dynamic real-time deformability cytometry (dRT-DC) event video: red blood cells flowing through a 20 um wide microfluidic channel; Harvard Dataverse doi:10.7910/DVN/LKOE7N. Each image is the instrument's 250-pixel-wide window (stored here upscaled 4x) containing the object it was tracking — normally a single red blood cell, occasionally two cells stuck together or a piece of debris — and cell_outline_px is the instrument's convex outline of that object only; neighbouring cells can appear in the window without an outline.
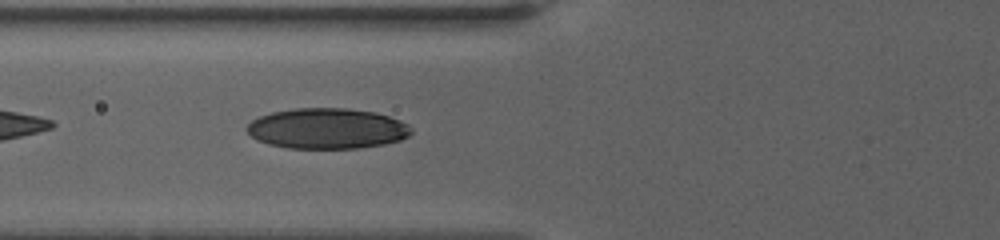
{"species": "human", "species_latin": "Homo sapiens", "temperature_condition": "warm", "stored_images_in_passage": 4, "camera_frame_rate_fps": 3000, "um_per_image_px": 0.085, "donor": {"sex": "female"}, "frame": {"image": 1, "passage_image": 4, "time_ms": 2.333, "image_size_px": [1000, 240], "cell_outline_px": [[412, 132], [408, 136], [400, 140], [384, 144], [360, 148], [288, 148], [268, 144], [256, 140], [244, 128], [252, 120], [260, 116], [272, 112], [292, 108], [348, 108], [376, 112], [400, 120], [408, 124], [412, 128]], "centroid_in_image_um": [27.8, 10.92], "position_along_channel_um": 98.0, "area_um2": 39.07}}